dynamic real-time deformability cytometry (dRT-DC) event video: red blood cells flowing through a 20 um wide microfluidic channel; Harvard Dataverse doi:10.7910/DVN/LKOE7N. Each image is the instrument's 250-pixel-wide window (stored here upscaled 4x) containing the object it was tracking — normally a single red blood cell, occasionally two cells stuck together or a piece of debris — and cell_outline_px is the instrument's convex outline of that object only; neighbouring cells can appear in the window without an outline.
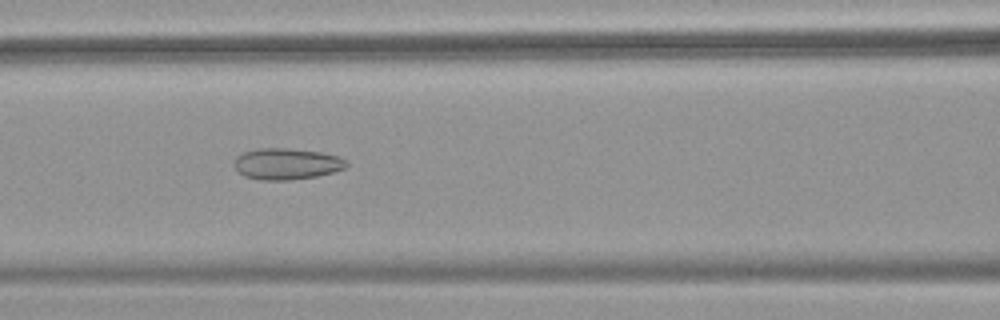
{"species": "common noctule bat (a hibernating species)", "species_latin": "Nyctalus noctula", "temperature_condition": "warm", "stored_images_in_passage": 54, "camera_frame_rate_fps": 3000, "um_per_image_px": 0.085, "animal": {"sex": "female", "body_mass_g": 18.4}, "frame": {"image": 1, "passage_image": 24, "time_ms": 7.667, "image_size_px": [1000, 320], "cell_outline_px": [[348, 164], [344, 168], [332, 172], [316, 176], [288, 180], [260, 180], [244, 176], [232, 164], [236, 156], [244, 152], [256, 148], [288, 148], [320, 152], [340, 156], [348, 160]], "centroid_in_image_um": [24.35, 13.92], "position_along_channel_um": 142.2, "area_um2": 20.58}}
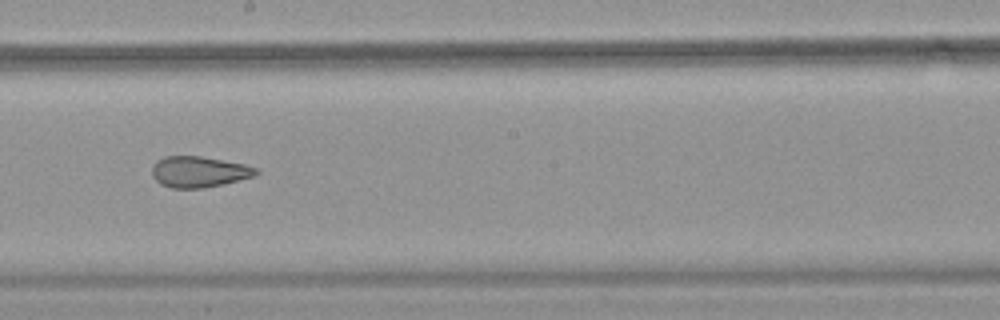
{"frame": {"image": 2, "passage_image": 31, "time_ms": 10.0, "image_size_px": [1000, 320], "cell_outline_px": [[260, 172], [256, 176], [224, 184], [204, 188], [172, 188], [160, 184], [152, 176], [152, 164], [156, 160], [164, 156], [200, 156], [244, 164], [256, 168]], "centroid_in_image_um": [16.9, 14.6], "position_along_channel_um": 231.3, "area_um2": 18.96}}
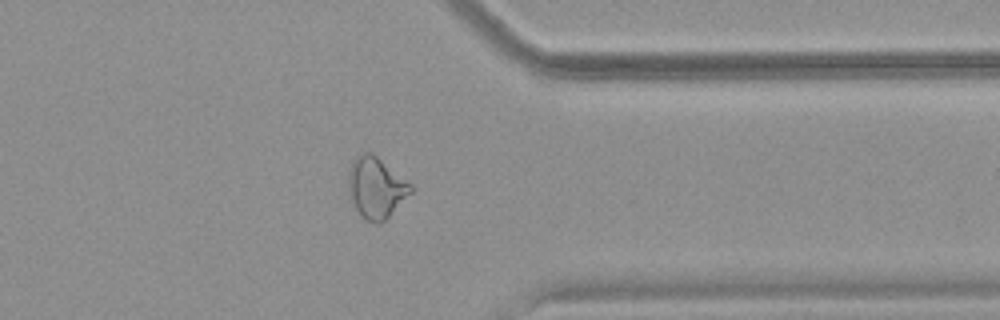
{"frame": {"image": 3, "passage_image": 43, "time_ms": 14.0, "image_size_px": [1000, 320], "cell_outline_px": [[416, 188], [380, 224], [376, 224], [364, 220], [360, 216], [348, 192], [348, 168], [352, 160], [360, 152], [372, 152], [412, 184]], "centroid_in_image_um": [31.95, 15.93], "position_along_channel_um": 379.5, "area_um2": 22.43}, "authors_computed_cell_mechanics": {"area_um2": 23.7558, "velocity_mm_per_s": 3.8443, "shape_relaxation_time_tau1_ms": null, "shape_relaxation_time_tau2_ms": 2.2577, "deformation_change_tau1": null, "deformation_change_tau2": 0.1033}}